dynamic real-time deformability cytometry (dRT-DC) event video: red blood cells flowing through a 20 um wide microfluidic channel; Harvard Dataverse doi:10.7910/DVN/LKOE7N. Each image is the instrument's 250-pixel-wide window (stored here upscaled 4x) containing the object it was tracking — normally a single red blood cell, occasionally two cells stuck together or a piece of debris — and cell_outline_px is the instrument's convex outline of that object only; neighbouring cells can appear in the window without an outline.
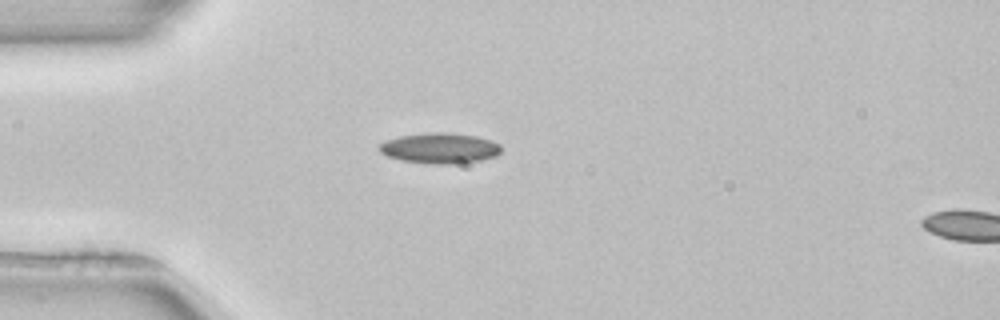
{"species": "common noctule bat (a hibernating species)", "species_latin": "Nyctalus noctula", "temperature_condition": "room temperature", "stored_images_in_passage": 16, "camera_frame_rate_fps": 3000, "um_per_image_px": 0.085, "animal": {"sex": "female", "body_mass_g": 22.7, "forearm_length_mm": 54.2}, "frame": {"image": 1, "passage_image": 14, "time_ms": 4.333, "image_size_px": [1000, 320], "cell_outline_px": [[500, 152], [496, 156], [480, 160], [448, 164], [436, 164], [400, 160], [388, 156], [380, 152], [380, 144], [388, 140], [400, 136], [436, 132], [444, 132], [476, 136], [492, 140], [500, 144]], "centroid_in_image_um": [37.41, 12.59], "position_along_channel_um": 47.6, "area_um2": 21.33}}